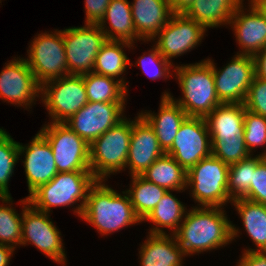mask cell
I'll return each mask as SVG.
<instances>
[{
  "instance_id": "6da1fadb",
  "label": "cell",
  "mask_w": 266,
  "mask_h": 266,
  "mask_svg": "<svg viewBox=\"0 0 266 266\" xmlns=\"http://www.w3.org/2000/svg\"><path fill=\"white\" fill-rule=\"evenodd\" d=\"M221 207H196L186 212L174 233L186 255L216 249L238 236V229L227 219Z\"/></svg>"
},
{
  "instance_id": "7a4b0ae2",
  "label": "cell",
  "mask_w": 266,
  "mask_h": 266,
  "mask_svg": "<svg viewBox=\"0 0 266 266\" xmlns=\"http://www.w3.org/2000/svg\"><path fill=\"white\" fill-rule=\"evenodd\" d=\"M104 180H97L89 189L81 218L102 235L142 222L134 212L128 194H118Z\"/></svg>"
},
{
  "instance_id": "3957f363",
  "label": "cell",
  "mask_w": 266,
  "mask_h": 266,
  "mask_svg": "<svg viewBox=\"0 0 266 266\" xmlns=\"http://www.w3.org/2000/svg\"><path fill=\"white\" fill-rule=\"evenodd\" d=\"M96 181L91 171L58 172L28 196V200L35 209L46 213L52 207L71 206L82 200L74 210L81 217L88 191Z\"/></svg>"
},
{
  "instance_id": "277c9868",
  "label": "cell",
  "mask_w": 266,
  "mask_h": 266,
  "mask_svg": "<svg viewBox=\"0 0 266 266\" xmlns=\"http://www.w3.org/2000/svg\"><path fill=\"white\" fill-rule=\"evenodd\" d=\"M174 70L184 96L175 102L187 116L205 118L221 104L216 93L212 65L207 60L177 66Z\"/></svg>"
},
{
  "instance_id": "5b68a950",
  "label": "cell",
  "mask_w": 266,
  "mask_h": 266,
  "mask_svg": "<svg viewBox=\"0 0 266 266\" xmlns=\"http://www.w3.org/2000/svg\"><path fill=\"white\" fill-rule=\"evenodd\" d=\"M131 134L132 121L125 117L90 144V170L97 180L124 170Z\"/></svg>"
},
{
  "instance_id": "8992f818",
  "label": "cell",
  "mask_w": 266,
  "mask_h": 266,
  "mask_svg": "<svg viewBox=\"0 0 266 266\" xmlns=\"http://www.w3.org/2000/svg\"><path fill=\"white\" fill-rule=\"evenodd\" d=\"M229 165L214 155L200 160L187 171V187H192L193 199L203 207H222L228 202Z\"/></svg>"
},
{
  "instance_id": "52a82bcc",
  "label": "cell",
  "mask_w": 266,
  "mask_h": 266,
  "mask_svg": "<svg viewBox=\"0 0 266 266\" xmlns=\"http://www.w3.org/2000/svg\"><path fill=\"white\" fill-rule=\"evenodd\" d=\"M40 131L51 145L58 172L91 171L90 145L67 125L51 121Z\"/></svg>"
},
{
  "instance_id": "ba28073f",
  "label": "cell",
  "mask_w": 266,
  "mask_h": 266,
  "mask_svg": "<svg viewBox=\"0 0 266 266\" xmlns=\"http://www.w3.org/2000/svg\"><path fill=\"white\" fill-rule=\"evenodd\" d=\"M69 75L93 72L96 56L107 41L98 24H85L62 31Z\"/></svg>"
},
{
  "instance_id": "9c48e42d",
  "label": "cell",
  "mask_w": 266,
  "mask_h": 266,
  "mask_svg": "<svg viewBox=\"0 0 266 266\" xmlns=\"http://www.w3.org/2000/svg\"><path fill=\"white\" fill-rule=\"evenodd\" d=\"M29 47V59L25 60L40 86L69 75L62 30H56L53 34H39Z\"/></svg>"
},
{
  "instance_id": "30bf717a",
  "label": "cell",
  "mask_w": 266,
  "mask_h": 266,
  "mask_svg": "<svg viewBox=\"0 0 266 266\" xmlns=\"http://www.w3.org/2000/svg\"><path fill=\"white\" fill-rule=\"evenodd\" d=\"M53 123H64L89 101L83 75H67L40 86Z\"/></svg>"
},
{
  "instance_id": "8fae6325",
  "label": "cell",
  "mask_w": 266,
  "mask_h": 266,
  "mask_svg": "<svg viewBox=\"0 0 266 266\" xmlns=\"http://www.w3.org/2000/svg\"><path fill=\"white\" fill-rule=\"evenodd\" d=\"M24 209H22V235L21 245L32 243L41 252L62 265L66 262V254L63 249L60 232L49 220L46 212L35 209L28 200H21Z\"/></svg>"
},
{
  "instance_id": "7c38bea8",
  "label": "cell",
  "mask_w": 266,
  "mask_h": 266,
  "mask_svg": "<svg viewBox=\"0 0 266 266\" xmlns=\"http://www.w3.org/2000/svg\"><path fill=\"white\" fill-rule=\"evenodd\" d=\"M166 154L171 155L186 171L210 156L212 145L205 118L187 116Z\"/></svg>"
},
{
  "instance_id": "4fadbf2b",
  "label": "cell",
  "mask_w": 266,
  "mask_h": 266,
  "mask_svg": "<svg viewBox=\"0 0 266 266\" xmlns=\"http://www.w3.org/2000/svg\"><path fill=\"white\" fill-rule=\"evenodd\" d=\"M207 61L212 65L214 84L220 102L243 104L255 77L253 56L237 53L221 70H217L210 59Z\"/></svg>"
},
{
  "instance_id": "5bb4252c",
  "label": "cell",
  "mask_w": 266,
  "mask_h": 266,
  "mask_svg": "<svg viewBox=\"0 0 266 266\" xmlns=\"http://www.w3.org/2000/svg\"><path fill=\"white\" fill-rule=\"evenodd\" d=\"M125 103L88 102L66 122L89 145L123 119Z\"/></svg>"
},
{
  "instance_id": "9a60e30c",
  "label": "cell",
  "mask_w": 266,
  "mask_h": 266,
  "mask_svg": "<svg viewBox=\"0 0 266 266\" xmlns=\"http://www.w3.org/2000/svg\"><path fill=\"white\" fill-rule=\"evenodd\" d=\"M205 30L203 25L187 17L184 13H173L156 35L158 51L168 60L190 51L201 42Z\"/></svg>"
},
{
  "instance_id": "2e32d148",
  "label": "cell",
  "mask_w": 266,
  "mask_h": 266,
  "mask_svg": "<svg viewBox=\"0 0 266 266\" xmlns=\"http://www.w3.org/2000/svg\"><path fill=\"white\" fill-rule=\"evenodd\" d=\"M40 85L25 59L7 63L0 73V97L11 104L27 108L39 96ZM23 104V105H22Z\"/></svg>"
},
{
  "instance_id": "e0dca14e",
  "label": "cell",
  "mask_w": 266,
  "mask_h": 266,
  "mask_svg": "<svg viewBox=\"0 0 266 266\" xmlns=\"http://www.w3.org/2000/svg\"><path fill=\"white\" fill-rule=\"evenodd\" d=\"M25 152L24 168L29 196L51 181L58 173L51 145L45 135L39 131L28 146L19 143V155Z\"/></svg>"
},
{
  "instance_id": "ac0fdd59",
  "label": "cell",
  "mask_w": 266,
  "mask_h": 266,
  "mask_svg": "<svg viewBox=\"0 0 266 266\" xmlns=\"http://www.w3.org/2000/svg\"><path fill=\"white\" fill-rule=\"evenodd\" d=\"M136 118L132 121V134L126 162V167L128 166L131 170V176L141 175L165 154L153 128L140 114Z\"/></svg>"
},
{
  "instance_id": "d6986e66",
  "label": "cell",
  "mask_w": 266,
  "mask_h": 266,
  "mask_svg": "<svg viewBox=\"0 0 266 266\" xmlns=\"http://www.w3.org/2000/svg\"><path fill=\"white\" fill-rule=\"evenodd\" d=\"M250 3V12L243 13V5L238 7L230 24L233 25L237 42L242 48L240 54L254 56L266 46V15Z\"/></svg>"
},
{
  "instance_id": "ffe728a7",
  "label": "cell",
  "mask_w": 266,
  "mask_h": 266,
  "mask_svg": "<svg viewBox=\"0 0 266 266\" xmlns=\"http://www.w3.org/2000/svg\"><path fill=\"white\" fill-rule=\"evenodd\" d=\"M139 114L153 128L165 153L171 148L181 123L187 117L186 112L175 102L173 96L167 92L162 95L158 115L150 112Z\"/></svg>"
},
{
  "instance_id": "44dd1931",
  "label": "cell",
  "mask_w": 266,
  "mask_h": 266,
  "mask_svg": "<svg viewBox=\"0 0 266 266\" xmlns=\"http://www.w3.org/2000/svg\"><path fill=\"white\" fill-rule=\"evenodd\" d=\"M131 13L136 33L144 41L154 39L173 14L168 0H134Z\"/></svg>"
},
{
  "instance_id": "7402d4cb",
  "label": "cell",
  "mask_w": 266,
  "mask_h": 266,
  "mask_svg": "<svg viewBox=\"0 0 266 266\" xmlns=\"http://www.w3.org/2000/svg\"><path fill=\"white\" fill-rule=\"evenodd\" d=\"M172 235L149 234L139 251L141 266H182L186 254Z\"/></svg>"
},
{
  "instance_id": "603a6c76",
  "label": "cell",
  "mask_w": 266,
  "mask_h": 266,
  "mask_svg": "<svg viewBox=\"0 0 266 266\" xmlns=\"http://www.w3.org/2000/svg\"><path fill=\"white\" fill-rule=\"evenodd\" d=\"M106 20L109 21L111 30H107V28L104 30ZM98 25L105 33L107 40L125 41L133 44V40L141 39L136 33L132 19L131 3L127 0H111Z\"/></svg>"
},
{
  "instance_id": "cb8c5ba5",
  "label": "cell",
  "mask_w": 266,
  "mask_h": 266,
  "mask_svg": "<svg viewBox=\"0 0 266 266\" xmlns=\"http://www.w3.org/2000/svg\"><path fill=\"white\" fill-rule=\"evenodd\" d=\"M245 106L221 103L205 117L210 137H239L244 133Z\"/></svg>"
},
{
  "instance_id": "d4e9b609",
  "label": "cell",
  "mask_w": 266,
  "mask_h": 266,
  "mask_svg": "<svg viewBox=\"0 0 266 266\" xmlns=\"http://www.w3.org/2000/svg\"><path fill=\"white\" fill-rule=\"evenodd\" d=\"M243 0H194L184 14L205 28L230 24L236 9Z\"/></svg>"
},
{
  "instance_id": "484cf974",
  "label": "cell",
  "mask_w": 266,
  "mask_h": 266,
  "mask_svg": "<svg viewBox=\"0 0 266 266\" xmlns=\"http://www.w3.org/2000/svg\"><path fill=\"white\" fill-rule=\"evenodd\" d=\"M141 176L167 191H181L187 188V171L166 153L159 157Z\"/></svg>"
},
{
  "instance_id": "4316f807",
  "label": "cell",
  "mask_w": 266,
  "mask_h": 266,
  "mask_svg": "<svg viewBox=\"0 0 266 266\" xmlns=\"http://www.w3.org/2000/svg\"><path fill=\"white\" fill-rule=\"evenodd\" d=\"M238 210L243 225L257 248L245 252H266V205L255 203L247 199L232 201Z\"/></svg>"
},
{
  "instance_id": "83f0119b",
  "label": "cell",
  "mask_w": 266,
  "mask_h": 266,
  "mask_svg": "<svg viewBox=\"0 0 266 266\" xmlns=\"http://www.w3.org/2000/svg\"><path fill=\"white\" fill-rule=\"evenodd\" d=\"M84 86L89 102L125 103L126 82L94 72L83 75Z\"/></svg>"
},
{
  "instance_id": "f1b7e54d",
  "label": "cell",
  "mask_w": 266,
  "mask_h": 266,
  "mask_svg": "<svg viewBox=\"0 0 266 266\" xmlns=\"http://www.w3.org/2000/svg\"><path fill=\"white\" fill-rule=\"evenodd\" d=\"M132 45L125 41L107 40L96 56L93 72L114 79L122 75L127 65L132 66L123 47Z\"/></svg>"
},
{
  "instance_id": "f546056e",
  "label": "cell",
  "mask_w": 266,
  "mask_h": 266,
  "mask_svg": "<svg viewBox=\"0 0 266 266\" xmlns=\"http://www.w3.org/2000/svg\"><path fill=\"white\" fill-rule=\"evenodd\" d=\"M132 177V186L126 191L137 217L143 221L156 207L167 190L147 181L141 175Z\"/></svg>"
},
{
  "instance_id": "4dcf8cb0",
  "label": "cell",
  "mask_w": 266,
  "mask_h": 266,
  "mask_svg": "<svg viewBox=\"0 0 266 266\" xmlns=\"http://www.w3.org/2000/svg\"><path fill=\"white\" fill-rule=\"evenodd\" d=\"M185 209V206H183L180 200L172 195L170 191H167L143 221L148 220L155 224L156 227L154 226L150 229V234H165L161 229L163 227L173 230L174 234L178 230L182 218H184Z\"/></svg>"
},
{
  "instance_id": "1f68e13d",
  "label": "cell",
  "mask_w": 266,
  "mask_h": 266,
  "mask_svg": "<svg viewBox=\"0 0 266 266\" xmlns=\"http://www.w3.org/2000/svg\"><path fill=\"white\" fill-rule=\"evenodd\" d=\"M264 158L261 154L256 157L249 156L229 165L227 190L230 201L244 199L248 195L255 168Z\"/></svg>"
},
{
  "instance_id": "d6a6232c",
  "label": "cell",
  "mask_w": 266,
  "mask_h": 266,
  "mask_svg": "<svg viewBox=\"0 0 266 266\" xmlns=\"http://www.w3.org/2000/svg\"><path fill=\"white\" fill-rule=\"evenodd\" d=\"M19 156V143L0 128V199L3 203H8L12 199L8 190V181Z\"/></svg>"
},
{
  "instance_id": "836d02e7",
  "label": "cell",
  "mask_w": 266,
  "mask_h": 266,
  "mask_svg": "<svg viewBox=\"0 0 266 266\" xmlns=\"http://www.w3.org/2000/svg\"><path fill=\"white\" fill-rule=\"evenodd\" d=\"M212 155L227 165L238 163L251 156L244 135L239 137H211Z\"/></svg>"
},
{
  "instance_id": "e575fe53",
  "label": "cell",
  "mask_w": 266,
  "mask_h": 266,
  "mask_svg": "<svg viewBox=\"0 0 266 266\" xmlns=\"http://www.w3.org/2000/svg\"><path fill=\"white\" fill-rule=\"evenodd\" d=\"M22 218L12 206L0 205V244L15 248L21 245Z\"/></svg>"
},
{
  "instance_id": "d590c367",
  "label": "cell",
  "mask_w": 266,
  "mask_h": 266,
  "mask_svg": "<svg viewBox=\"0 0 266 266\" xmlns=\"http://www.w3.org/2000/svg\"><path fill=\"white\" fill-rule=\"evenodd\" d=\"M244 140L251 153L255 147L266 144V117L245 109L244 113Z\"/></svg>"
},
{
  "instance_id": "8d00e7d4",
  "label": "cell",
  "mask_w": 266,
  "mask_h": 266,
  "mask_svg": "<svg viewBox=\"0 0 266 266\" xmlns=\"http://www.w3.org/2000/svg\"><path fill=\"white\" fill-rule=\"evenodd\" d=\"M148 56L139 57L137 60V65L141 67L143 72L148 75L149 78L152 80L162 77H169L170 67L172 66L171 61H168L159 51L158 48L155 46L148 52ZM156 66L152 72L149 71L148 65ZM152 73V74H151Z\"/></svg>"
},
{
  "instance_id": "74e56055",
  "label": "cell",
  "mask_w": 266,
  "mask_h": 266,
  "mask_svg": "<svg viewBox=\"0 0 266 266\" xmlns=\"http://www.w3.org/2000/svg\"><path fill=\"white\" fill-rule=\"evenodd\" d=\"M243 104L250 112L266 117V79L253 78Z\"/></svg>"
},
{
  "instance_id": "f35d334b",
  "label": "cell",
  "mask_w": 266,
  "mask_h": 266,
  "mask_svg": "<svg viewBox=\"0 0 266 266\" xmlns=\"http://www.w3.org/2000/svg\"><path fill=\"white\" fill-rule=\"evenodd\" d=\"M244 199L266 205V157L255 168L249 193Z\"/></svg>"
},
{
  "instance_id": "ab89813d",
  "label": "cell",
  "mask_w": 266,
  "mask_h": 266,
  "mask_svg": "<svg viewBox=\"0 0 266 266\" xmlns=\"http://www.w3.org/2000/svg\"><path fill=\"white\" fill-rule=\"evenodd\" d=\"M111 0H85L86 24H98Z\"/></svg>"
},
{
  "instance_id": "60d3db41",
  "label": "cell",
  "mask_w": 266,
  "mask_h": 266,
  "mask_svg": "<svg viewBox=\"0 0 266 266\" xmlns=\"http://www.w3.org/2000/svg\"><path fill=\"white\" fill-rule=\"evenodd\" d=\"M238 266H266V252H244Z\"/></svg>"
},
{
  "instance_id": "b9f144b4",
  "label": "cell",
  "mask_w": 266,
  "mask_h": 266,
  "mask_svg": "<svg viewBox=\"0 0 266 266\" xmlns=\"http://www.w3.org/2000/svg\"><path fill=\"white\" fill-rule=\"evenodd\" d=\"M255 63V77L266 79V46L253 56Z\"/></svg>"
},
{
  "instance_id": "7bdbcfd3",
  "label": "cell",
  "mask_w": 266,
  "mask_h": 266,
  "mask_svg": "<svg viewBox=\"0 0 266 266\" xmlns=\"http://www.w3.org/2000/svg\"><path fill=\"white\" fill-rule=\"evenodd\" d=\"M173 13H184L194 0H168Z\"/></svg>"
},
{
  "instance_id": "ee69618b",
  "label": "cell",
  "mask_w": 266,
  "mask_h": 266,
  "mask_svg": "<svg viewBox=\"0 0 266 266\" xmlns=\"http://www.w3.org/2000/svg\"><path fill=\"white\" fill-rule=\"evenodd\" d=\"M14 250L15 249L10 246L0 244V266H8Z\"/></svg>"
},
{
  "instance_id": "f6af8a7d",
  "label": "cell",
  "mask_w": 266,
  "mask_h": 266,
  "mask_svg": "<svg viewBox=\"0 0 266 266\" xmlns=\"http://www.w3.org/2000/svg\"><path fill=\"white\" fill-rule=\"evenodd\" d=\"M250 2L266 15V0H251Z\"/></svg>"
},
{
  "instance_id": "bcb514c9",
  "label": "cell",
  "mask_w": 266,
  "mask_h": 266,
  "mask_svg": "<svg viewBox=\"0 0 266 266\" xmlns=\"http://www.w3.org/2000/svg\"><path fill=\"white\" fill-rule=\"evenodd\" d=\"M262 156L266 157V152L261 154Z\"/></svg>"
}]
</instances>
